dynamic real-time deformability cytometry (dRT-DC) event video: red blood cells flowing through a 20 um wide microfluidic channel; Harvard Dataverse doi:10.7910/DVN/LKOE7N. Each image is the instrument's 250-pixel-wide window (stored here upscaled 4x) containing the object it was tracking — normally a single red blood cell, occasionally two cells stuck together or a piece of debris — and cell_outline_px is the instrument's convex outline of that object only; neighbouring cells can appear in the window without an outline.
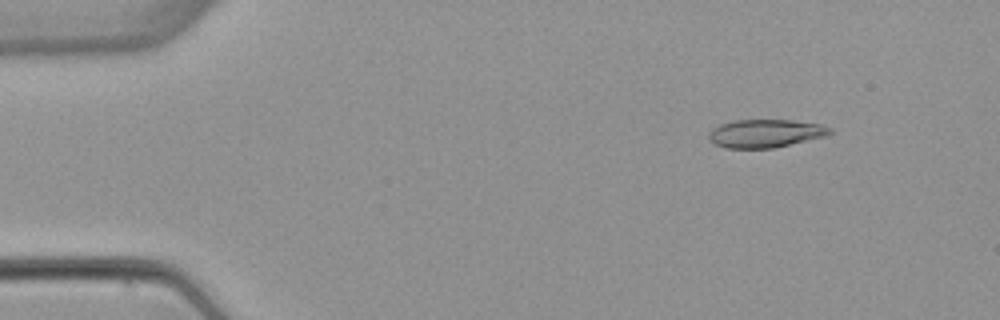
{"species": "common noctule bat (a hibernating species)", "species_latin": "Nyctalus noctula", "temperature_condition": "warm", "stored_images_in_passage": 5, "camera_frame_rate_fps": 3000, "um_per_image_px": 0.085, "animal": {"sex": "female", "body_mass_g": 22.7, "forearm_length_mm": 54.2}, "frame": {"image": 1, "passage_image": 2, "time_ms": 1.0, "image_size_px": [1000, 320], "cell_outline_px": [[832, 132], [828, 136], [772, 148], [728, 148], [716, 144], [708, 140], [708, 132], [712, 128], [720, 124], [732, 120], [792, 120], [820, 124], [832, 128]], "centroid_in_image_um": [65.06, 11.33], "position_along_channel_um": 19.9, "area_um2": 20.0}}
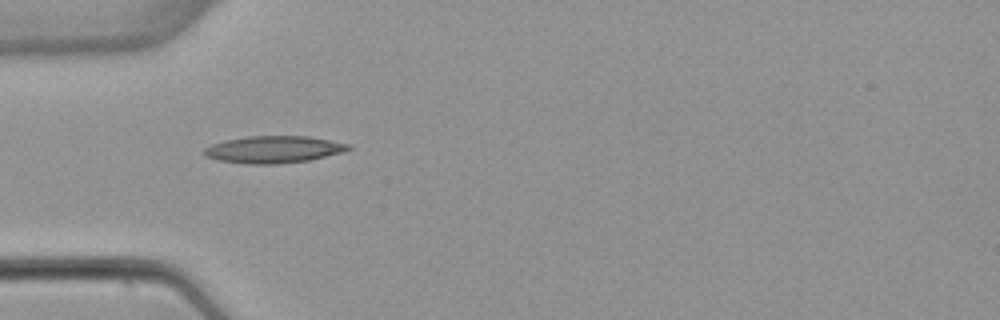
{"frame": {"image": 2, "passage_image": 4, "time_ms": 4.333, "image_size_px": [1000, 320], "cell_outline_px": [[352, 148], [344, 152], [308, 160], [276, 164], [248, 164], [216, 160], [204, 156], [204, 148], [212, 144], [228, 140], [248, 136], [308, 136], [352, 144]], "centroid_in_image_um": [23.28, 12.7], "position_along_channel_um": 61.7, "area_um2": 22.77}}
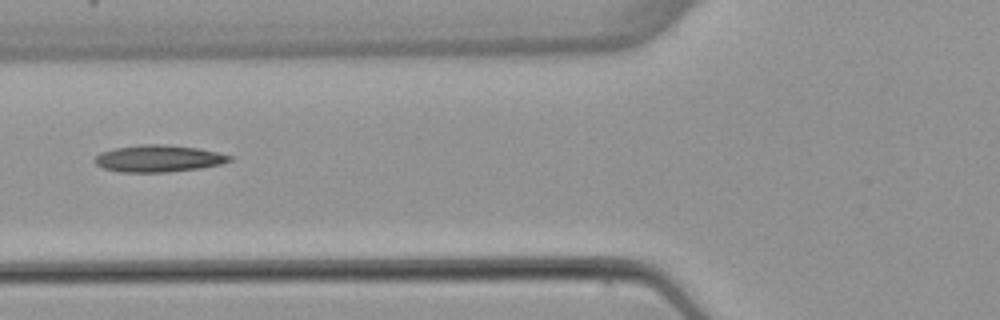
{"frame": {"image": 3, "passage_image": 5, "time_ms": 5.667, "image_size_px": [1000, 320], "cell_outline_px": [[232, 160], [220, 164], [200, 168], [168, 172], [120, 172], [104, 168], [96, 164], [92, 160], [100, 152], [116, 148], [144, 144], [160, 144], [196, 148], [216, 152], [232, 156]], "centroid_in_image_um": [13.44, 13.48], "position_along_channel_um": 112.4, "area_um2": 20.92}}